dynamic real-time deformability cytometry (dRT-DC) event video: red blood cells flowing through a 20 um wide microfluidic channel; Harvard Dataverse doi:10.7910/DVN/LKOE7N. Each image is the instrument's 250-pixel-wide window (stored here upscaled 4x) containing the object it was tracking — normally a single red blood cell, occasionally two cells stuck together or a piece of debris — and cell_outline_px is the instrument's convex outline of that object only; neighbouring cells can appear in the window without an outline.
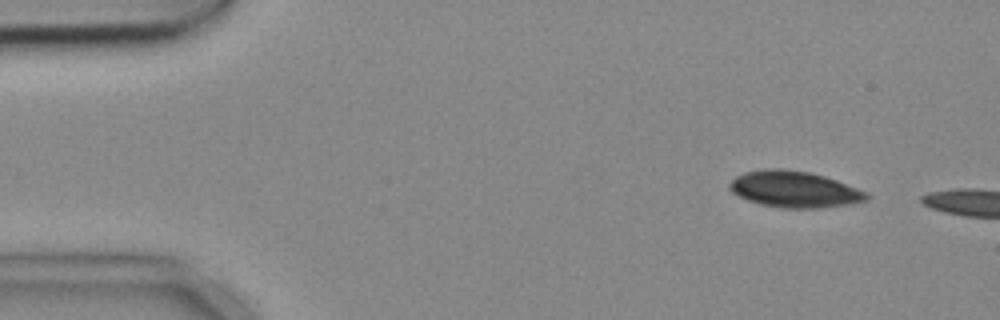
{"species": "common noctule bat (a hibernating species)", "species_latin": "Nyctalus noctula", "temperature_condition": "cold", "stored_images_in_passage": 3, "camera_frame_rate_fps": 3000, "um_per_image_px": 0.085, "animal": {"sex": "female", "body_mass_g": 18.4}, "frame": {"image": 1, "passage_image": 2, "time_ms": 0.333, "image_size_px": [1000, 320], "cell_outline_px": [[872, 196], [868, 200], [852, 204], [820, 208], [780, 208], [760, 204], [736, 196], [728, 188], [728, 184], [736, 176], [744, 172], [764, 168], [780, 168], [808, 172], [824, 176], [836, 180], [868, 192]], "centroid_in_image_um": [67.52, 16.1], "position_along_channel_um": 17.5, "area_um2": 29.36}}